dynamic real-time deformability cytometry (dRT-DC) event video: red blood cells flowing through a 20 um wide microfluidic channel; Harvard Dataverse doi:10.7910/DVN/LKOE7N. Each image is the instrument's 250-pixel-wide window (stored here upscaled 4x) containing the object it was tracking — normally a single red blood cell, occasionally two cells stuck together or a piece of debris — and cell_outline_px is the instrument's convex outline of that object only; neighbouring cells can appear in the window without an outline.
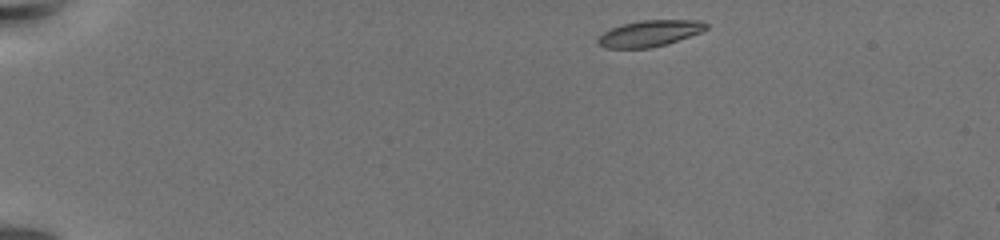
{"species": "common noctule bat (a hibernating species)", "species_latin": "Nyctalus noctula", "temperature_condition": "warm", "stored_images_in_passage": 6, "camera_frame_rate_fps": 3000, "um_per_image_px": 0.085, "animal": {"sex": "female", "body_mass_g": 19.5, "forearm_length_mm": 54.1}, "frame": {"image": 1, "passage_image": 1, "time_ms": 0.0, "image_size_px": [1000, 240], "cell_outline_px": [[708, 28], [700, 32], [668, 44], [648, 48], [604, 48], [596, 44], [596, 40], [604, 32], [612, 28], [624, 24], [640, 20], [700, 20], [708, 24]], "centroid_in_image_um": [55.21, 2.84], "position_along_channel_um": 29.8, "area_um2": 16.53}}
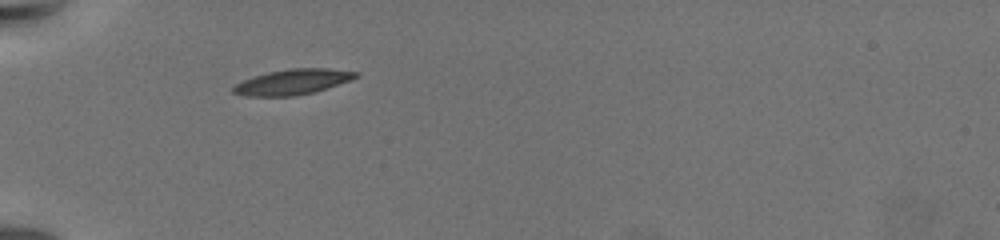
{"frame": {"image": 2, "passage_image": 5, "time_ms": 3.667, "image_size_px": [1000, 240], "cell_outline_px": [[360, 76], [352, 80], [312, 92], [296, 96], [244, 96], [232, 92], [232, 88], [236, 84], [252, 76], [268, 72], [288, 68], [328, 68], [360, 72]], "centroid_in_image_um": [24.89, 6.95], "position_along_channel_um": 60.1, "area_um2": 18.21}}